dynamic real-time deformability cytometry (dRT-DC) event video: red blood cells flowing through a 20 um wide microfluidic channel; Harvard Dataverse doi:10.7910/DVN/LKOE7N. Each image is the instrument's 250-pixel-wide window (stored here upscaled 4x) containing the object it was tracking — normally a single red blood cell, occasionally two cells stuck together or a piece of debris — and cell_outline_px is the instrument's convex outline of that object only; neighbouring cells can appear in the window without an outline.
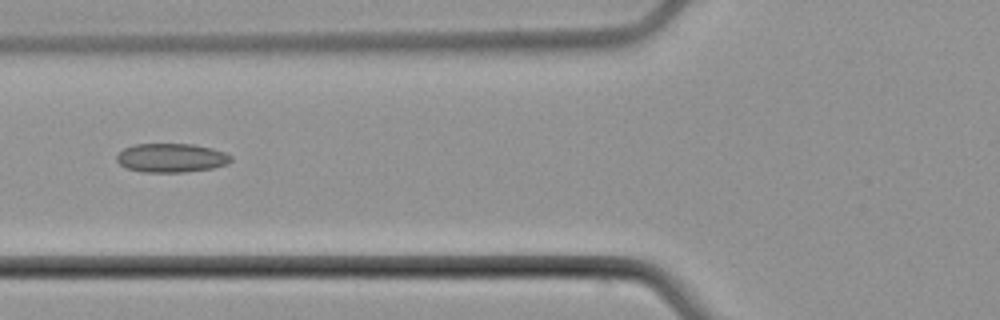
{"species": "common noctule bat (a hibernating species)", "species_latin": "Nyctalus noctula", "temperature_condition": "cold", "stored_images_in_passage": 5, "camera_frame_rate_fps": 3000, "um_per_image_px": 0.085, "animal": {"sex": "male", "body_mass_g": 21.5, "forearm_length_mm": 52.0}, "frame": {"image": 1, "passage_image": 5, "time_ms": 5.667, "image_size_px": [1000, 320], "cell_outline_px": [[232, 160], [228, 164], [212, 168], [184, 172], [144, 172], [128, 168], [120, 164], [116, 160], [116, 156], [124, 148], [136, 144], [192, 144], [212, 148], [224, 152], [232, 156]], "centroid_in_image_um": [14.58, 13.41], "position_along_channel_um": 111.2, "area_um2": 19.19}}